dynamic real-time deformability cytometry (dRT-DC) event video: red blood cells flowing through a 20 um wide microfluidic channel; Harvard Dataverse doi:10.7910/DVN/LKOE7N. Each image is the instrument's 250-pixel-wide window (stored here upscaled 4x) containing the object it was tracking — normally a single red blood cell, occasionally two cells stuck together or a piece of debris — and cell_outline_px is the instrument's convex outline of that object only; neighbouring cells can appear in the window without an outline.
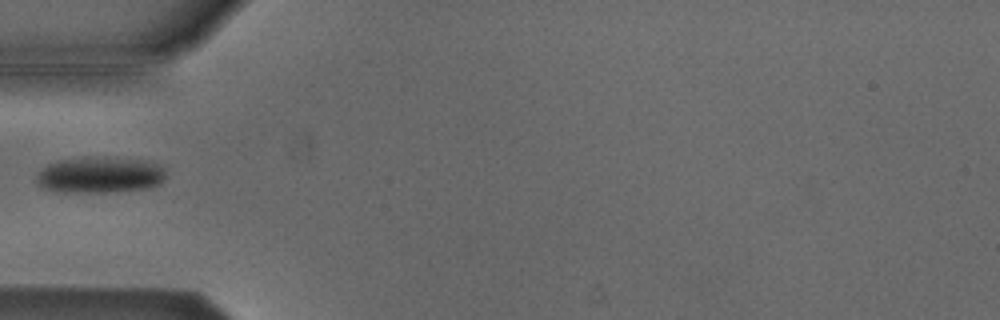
{"species": "Egyptian fruit bat (a non-hibernating species)", "species_latin": "Rousettus aegyptiacus", "temperature_condition": "cold", "stored_images_in_passage": 5, "camera_frame_rate_fps": 3000, "um_per_image_px": 0.085, "animal": {"sex": "male"}, "frame": {"image": 1, "passage_image": 5, "time_ms": 1.333, "image_size_px": [1000, 320], "cell_outline_px": [[164, 180], [160, 184], [152, 188], [108, 192], [64, 192], [44, 188], [36, 180], [36, 176], [48, 164], [56, 160], [84, 156], [104, 156], [148, 160], [160, 164], [164, 168]], "centroid_in_image_um": [8.55, 14.84], "position_along_channel_um": 76.5, "area_um2": 27.86}}